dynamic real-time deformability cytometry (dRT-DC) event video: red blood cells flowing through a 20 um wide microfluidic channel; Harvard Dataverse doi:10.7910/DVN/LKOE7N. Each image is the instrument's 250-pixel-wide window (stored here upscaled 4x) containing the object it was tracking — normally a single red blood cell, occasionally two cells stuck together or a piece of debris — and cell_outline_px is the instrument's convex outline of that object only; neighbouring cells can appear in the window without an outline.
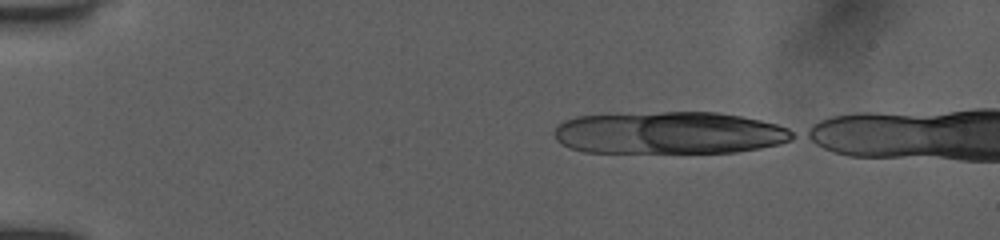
{"species": "human", "species_latin": "Homo sapiens", "temperature_condition": "room temperature", "stored_images_in_passage": 9, "camera_frame_rate_fps": 3000, "um_per_image_px": 0.085, "donor": {"sex": "female"}, "frame": {"image": 1, "passage_image": 1, "time_ms": 0.0, "image_size_px": [1000, 240], "cell_outline_px": [[796, 136], [788, 140], [776, 144], [760, 148], [736, 152], [584, 152], [568, 148], [556, 140], [552, 132], [564, 120], [576, 116], [664, 112], [716, 112], [740, 116], [760, 120], [776, 124], [788, 128], [796, 132]], "centroid_in_image_um": [56.87, 11.29], "position_along_channel_um": 28.1, "area_um2": 58.78}}